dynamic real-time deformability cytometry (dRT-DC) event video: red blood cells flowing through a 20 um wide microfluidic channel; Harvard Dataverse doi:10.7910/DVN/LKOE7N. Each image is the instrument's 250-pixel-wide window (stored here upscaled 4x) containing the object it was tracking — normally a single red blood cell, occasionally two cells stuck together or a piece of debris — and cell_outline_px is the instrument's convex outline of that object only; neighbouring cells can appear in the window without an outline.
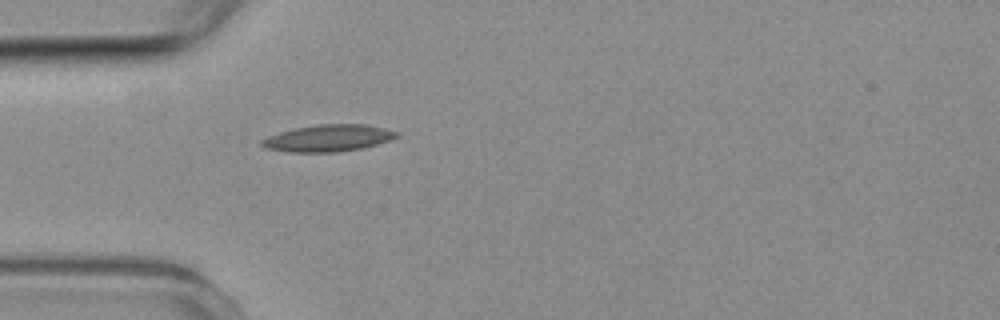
{"species": "common noctule bat (a hibernating species)", "species_latin": "Nyctalus noctula", "temperature_condition": "room temperature", "stored_images_in_passage": 2, "camera_frame_rate_fps": 3000, "um_per_image_px": 0.085, "animal": {"sex": "female", "body_mass_g": 19.3, "forearm_length_mm": 54.1}, "frame": {"image": 1, "passage_image": 2, "time_ms": 2.667, "image_size_px": [1000, 320], "cell_outline_px": [[400, 136], [376, 144], [360, 148], [336, 152], [288, 152], [264, 148], [260, 144], [260, 140], [268, 136], [280, 132], [296, 128], [320, 124], [364, 124], [384, 128], [400, 132]], "centroid_in_image_um": [27.88, 11.74], "position_along_channel_um": 57.1, "area_um2": 20.98}}